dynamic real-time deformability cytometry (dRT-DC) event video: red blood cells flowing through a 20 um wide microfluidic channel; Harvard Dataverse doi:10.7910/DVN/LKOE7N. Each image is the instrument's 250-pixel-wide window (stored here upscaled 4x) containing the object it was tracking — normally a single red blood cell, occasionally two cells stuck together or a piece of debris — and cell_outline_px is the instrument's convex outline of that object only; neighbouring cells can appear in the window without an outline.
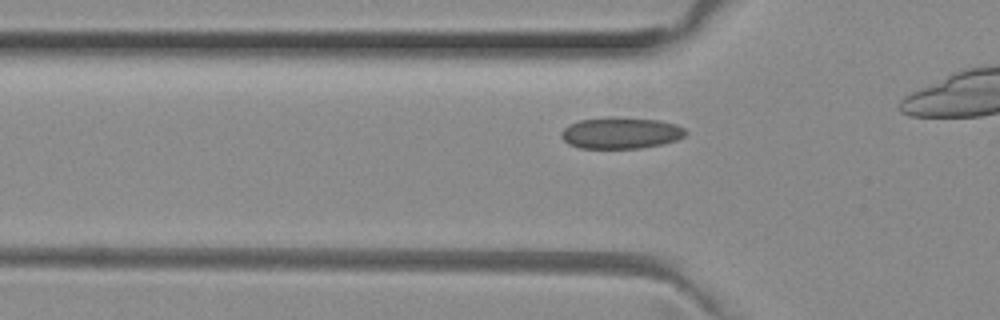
{"species": "common noctule bat (a hibernating species)", "species_latin": "Nyctalus noctula", "temperature_condition": "room temperature", "stored_images_in_passage": 10, "camera_frame_rate_fps": 3000, "um_per_image_px": 0.085, "animal": {"sex": "female", "body_mass_g": 29.2, "forearm_length_mm": 56.3}, "frame": {"image": 1, "passage_image": 4, "time_ms": 1.0, "image_size_px": [1000, 320], "cell_outline_px": [[688, 132], [684, 136], [676, 140], [660, 144], [640, 148], [580, 148], [568, 144], [560, 136], [560, 132], [568, 124], [580, 120], [608, 116], [612, 116], [660, 120], [676, 124], [684, 128]], "centroid_in_image_um": [52.74, 11.28], "position_along_channel_um": 73.1, "area_um2": 23.0}}